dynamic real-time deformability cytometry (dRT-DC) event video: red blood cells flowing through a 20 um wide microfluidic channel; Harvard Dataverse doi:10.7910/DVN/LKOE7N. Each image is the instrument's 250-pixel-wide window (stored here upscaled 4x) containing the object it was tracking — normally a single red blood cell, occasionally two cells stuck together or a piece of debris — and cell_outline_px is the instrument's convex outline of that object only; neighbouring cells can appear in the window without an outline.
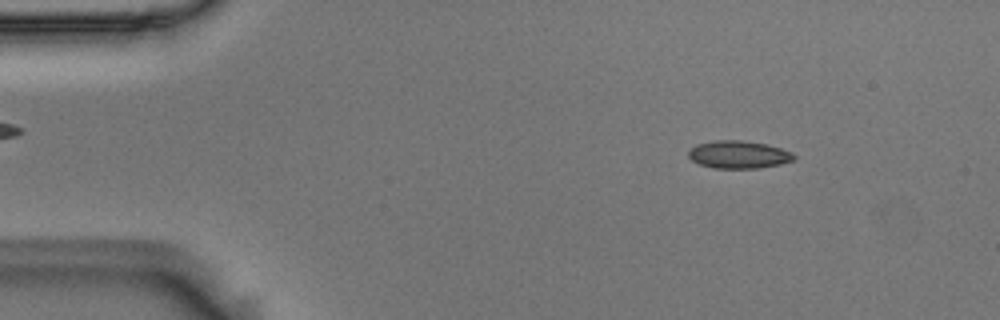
{"species": "Egyptian fruit bat (a non-hibernating species)", "species_latin": "Rousettus aegyptiacus", "temperature_condition": "room temperature", "stored_images_in_passage": 55, "camera_frame_rate_fps": 3000, "um_per_image_px": 0.085, "animal": {"sex": "male"}, "frame": {"image": 1, "passage_image": 7, "time_ms": 2.0, "image_size_px": [1000, 320], "cell_outline_px": [[796, 160], [780, 164], [760, 168], [712, 168], [700, 164], [692, 160], [688, 156], [688, 148], [696, 144], [712, 140], [744, 140], [768, 144], [792, 152], [796, 156]], "centroid_in_image_um": [62.78, 13.13], "position_along_channel_um": 22.2, "area_um2": 17.34}}
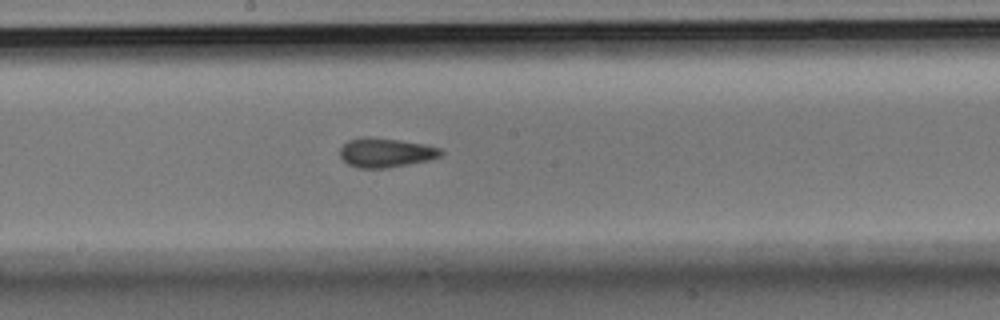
{"frame": {"image": 2, "passage_image": 29, "time_ms": 9.333, "image_size_px": [1000, 320], "cell_outline_px": [[444, 152], [440, 156], [432, 160], [384, 168], [360, 168], [348, 164], [340, 156], [340, 148], [348, 140], [400, 140], [428, 144], [440, 148]], "centroid_in_image_um": [32.88, 13.02], "position_along_channel_um": 215.3, "area_um2": 16.59}}
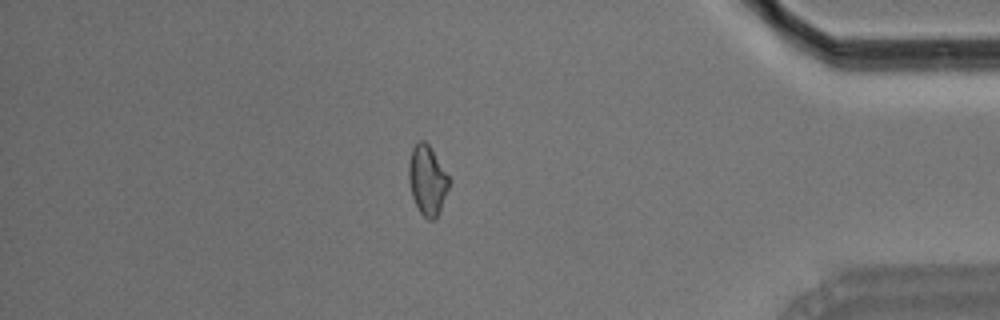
{"frame": {"image": 3, "passage_image": 47, "time_ms": 15.333, "image_size_px": [1000, 320], "cell_outline_px": [[452, 180], [440, 212], [436, 220], [428, 220], [420, 212], [412, 196], [408, 180], [408, 164], [412, 148], [416, 140], [424, 140], [428, 144]], "centroid_in_image_um": [36.33, 15.32], "position_along_channel_um": 398.9, "area_um2": 16.7}, "authors_computed_cell_mechanics": {"area_um2": 16.5886, "velocity_mm_per_s": 3.6438, "shape_relaxation_time_tau1_ms": 6.9289, "shape_relaxation_time_tau2_ms": 1.5794, "deformation_change_tau1": 0.1456, "deformation_change_tau2": 0.0618}}